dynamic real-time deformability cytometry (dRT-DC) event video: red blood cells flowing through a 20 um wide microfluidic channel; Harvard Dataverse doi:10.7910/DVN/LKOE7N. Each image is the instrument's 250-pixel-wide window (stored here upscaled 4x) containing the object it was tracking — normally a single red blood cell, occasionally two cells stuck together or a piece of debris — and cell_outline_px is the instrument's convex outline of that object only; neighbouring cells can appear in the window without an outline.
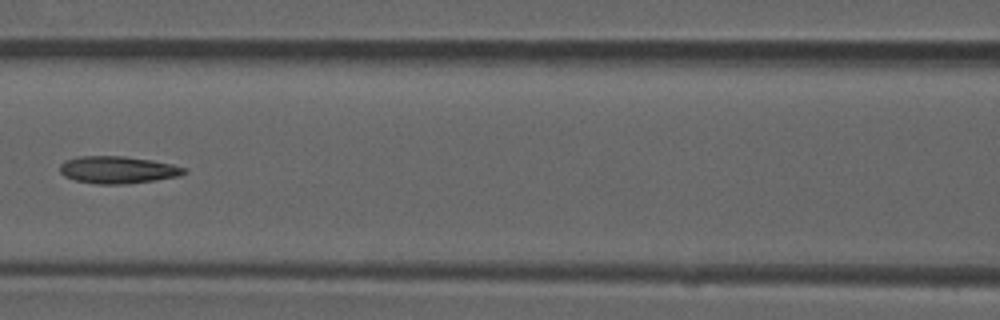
{"species": "common noctule bat (a hibernating species)", "species_latin": "Nyctalus noctula", "temperature_condition": "room temperature", "stored_images_in_passage": 7, "camera_frame_rate_fps": 3000, "um_per_image_px": 0.085, "animal": {"sex": "male", "forearm_length_mm": 52.5}, "frame": {"image": 1, "passage_image": 7, "time_ms": 2.0, "image_size_px": [1000, 320], "cell_outline_px": [[188, 172], [180, 176], [156, 180], [128, 184], [96, 184], [76, 180], [64, 176], [60, 172], [60, 164], [64, 160], [80, 156], [124, 156], [152, 160], [172, 164], [188, 168]], "centroid_in_image_um": [10.04, 14.43], "position_along_channel_um": 156.6, "area_um2": 19.94}}